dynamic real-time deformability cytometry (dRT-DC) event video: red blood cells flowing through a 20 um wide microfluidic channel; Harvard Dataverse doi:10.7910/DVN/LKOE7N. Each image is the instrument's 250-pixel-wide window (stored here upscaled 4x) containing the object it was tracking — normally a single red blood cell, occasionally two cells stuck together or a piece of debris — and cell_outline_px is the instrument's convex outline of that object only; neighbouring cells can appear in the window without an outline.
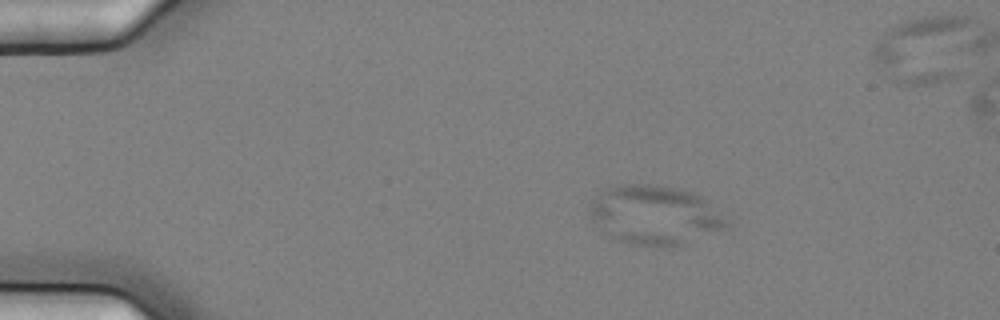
{"species": "common noctule bat (a hibernating species)", "species_latin": "Nyctalus noctula", "temperature_condition": "cold", "stored_images_in_passage": 6, "segment_of_instrument_passage": [1, 2], "camera_frame_rate_fps": 3000, "um_per_image_px": 0.085, "animal": {"sex": "female", "body_mass_g": 25.1}, "frame": {"image": 1, "passage_image": 4, "time_ms": 1.0, "image_size_px": [1000, 320], "cell_outline_px": [[732, 224], [728, 228], [684, 244], [672, 248], [668, 248], [632, 244], [616, 240], [600, 232], [592, 220], [588, 204], [600, 192], [616, 184], [652, 184], [680, 188], [692, 192], [708, 200]], "centroid_in_image_um": [55.66, 18.29], "position_along_channel_um": 29.3, "area_um2": 48.21}}